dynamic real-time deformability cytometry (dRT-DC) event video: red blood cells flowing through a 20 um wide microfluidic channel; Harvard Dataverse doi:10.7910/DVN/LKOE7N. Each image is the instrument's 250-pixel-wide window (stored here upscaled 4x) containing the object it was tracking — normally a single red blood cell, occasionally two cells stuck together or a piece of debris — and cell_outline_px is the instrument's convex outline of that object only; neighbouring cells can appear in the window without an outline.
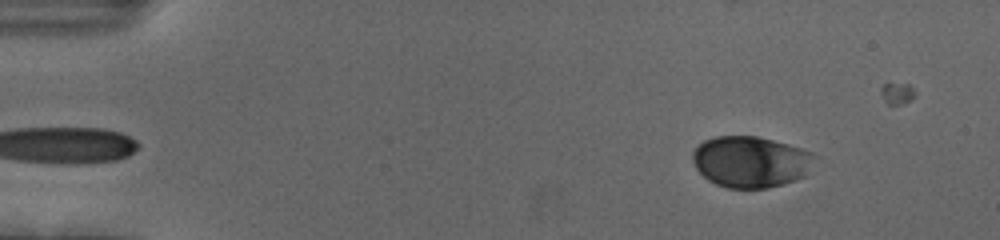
{"species": "human", "species_latin": "Homo sapiens", "temperature_condition": "cold", "stored_images_in_passage": 45, "camera_frame_rate_fps": 3000, "um_per_image_px": 0.085, "donor": {"sex": "female"}, "frame": {"image": 1, "passage_image": 6, "time_ms": 1.667, "image_size_px": [1000, 240], "cell_outline_px": [[820, 156], [804, 176], [796, 180], [784, 184], [768, 188], [728, 188], [716, 184], [708, 180], [696, 168], [692, 160], [692, 152], [704, 140], [716, 136], [756, 136], [788, 144], [812, 152]], "centroid_in_image_um": [63.84, 13.75], "position_along_channel_um": 21.2, "area_um2": 36.7}}
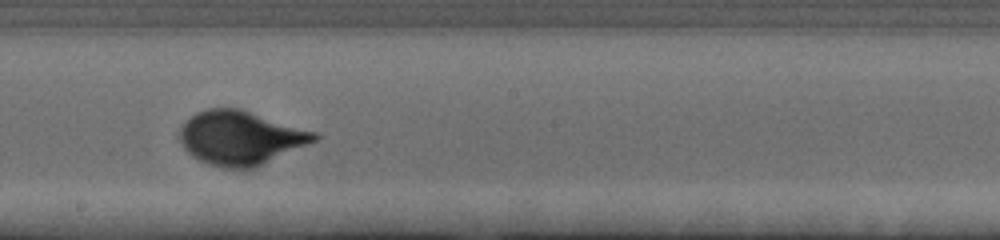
{"frame": {"image": 2, "passage_image": 31, "time_ms": 10.0, "image_size_px": [1000, 240], "cell_outline_px": [[320, 136], [316, 140], [256, 168], [224, 168], [208, 164], [192, 156], [184, 148], [180, 140], [180, 128], [196, 112], [208, 108], [240, 108], [316, 132]], "centroid_in_image_um": [20.44, 11.72], "position_along_channel_um": 227.8, "area_um2": 42.08}}
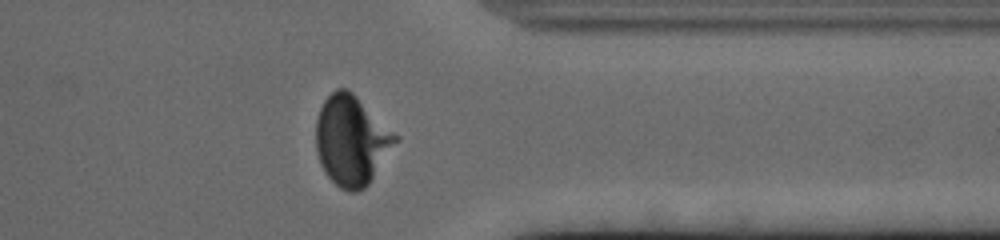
{"frame": {"image": 3, "passage_image": 44, "time_ms": 14.333, "image_size_px": [1000, 240], "cell_outline_px": [[400, 140], [368, 184], [364, 188], [356, 192], [348, 192], [340, 188], [324, 172], [320, 164], [316, 148], [316, 120], [320, 108], [324, 100], [336, 88], [348, 88], [400, 136]], "centroid_in_image_um": [29.9, 11.93], "position_along_channel_um": 381.5, "area_um2": 41.91}}